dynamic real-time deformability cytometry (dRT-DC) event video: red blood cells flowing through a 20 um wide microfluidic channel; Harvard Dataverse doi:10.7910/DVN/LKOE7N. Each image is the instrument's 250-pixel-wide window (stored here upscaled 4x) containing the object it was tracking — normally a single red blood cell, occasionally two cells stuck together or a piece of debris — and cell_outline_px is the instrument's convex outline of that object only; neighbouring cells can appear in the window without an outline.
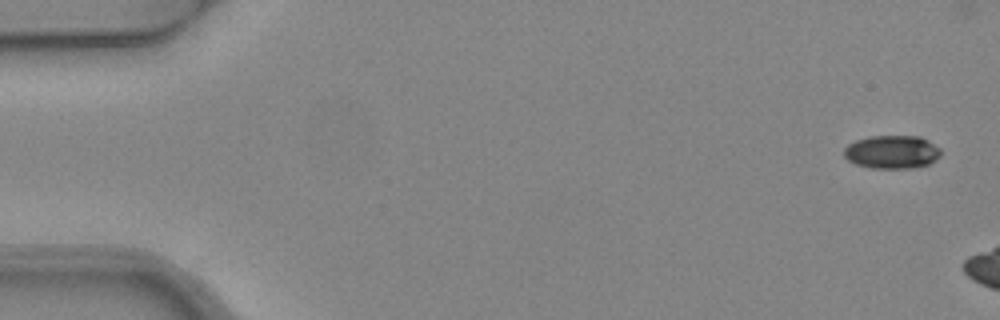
{"species": "common noctule bat (a hibernating species)", "species_latin": "Nyctalus noctula", "temperature_condition": "warm", "stored_images_in_passage": 3, "camera_frame_rate_fps": 3000, "um_per_image_px": 0.085, "animal": {"sex": "female", "body_mass_g": 24.6, "forearm_length_mm": 56.2}, "frame": {"image": 1, "passage_image": 1, "time_ms": 0.0, "image_size_px": [1000, 320], "cell_outline_px": [[940, 156], [928, 164], [912, 168], [872, 168], [856, 164], [848, 160], [844, 156], [844, 148], [848, 144], [856, 140], [868, 136], [920, 136], [928, 140], [940, 148]], "centroid_in_image_um": [75.81, 12.91], "position_along_channel_um": 9.2, "area_um2": 18.79}}